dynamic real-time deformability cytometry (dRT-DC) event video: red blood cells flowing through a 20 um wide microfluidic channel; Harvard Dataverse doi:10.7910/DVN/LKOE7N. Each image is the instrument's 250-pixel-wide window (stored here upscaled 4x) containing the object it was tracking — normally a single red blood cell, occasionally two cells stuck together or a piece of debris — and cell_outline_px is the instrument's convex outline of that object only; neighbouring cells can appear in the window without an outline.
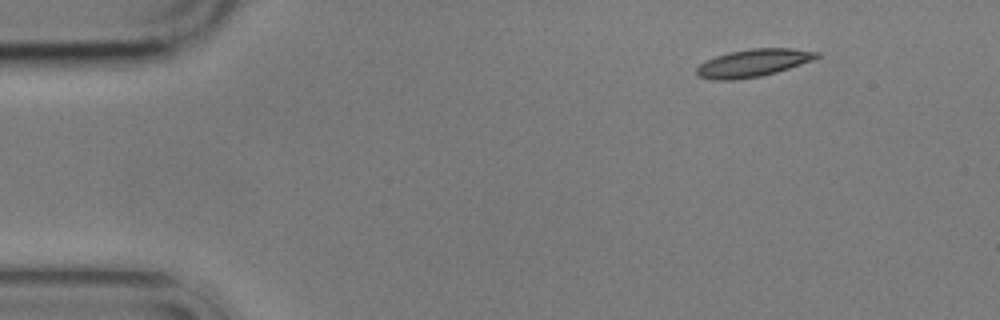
{"species": "common noctule bat (a hibernating species)", "species_latin": "Nyctalus noctula", "temperature_condition": "cold", "stored_images_in_passage": 5, "camera_frame_rate_fps": 3000, "um_per_image_px": 0.085, "animal": {"sex": "male", "body_mass_g": 17.9}, "frame": {"image": 1, "passage_image": 1, "time_ms": 0.0, "image_size_px": [1000, 320], "cell_outline_px": [[820, 56], [812, 60], [776, 72], [760, 76], [732, 80], [716, 80], [696, 76], [696, 68], [700, 64], [716, 56], [728, 52], [752, 48], [792, 48], [820, 52]], "centroid_in_image_um": [64.01, 5.34], "position_along_channel_um": 21.0, "area_um2": 19.19}}
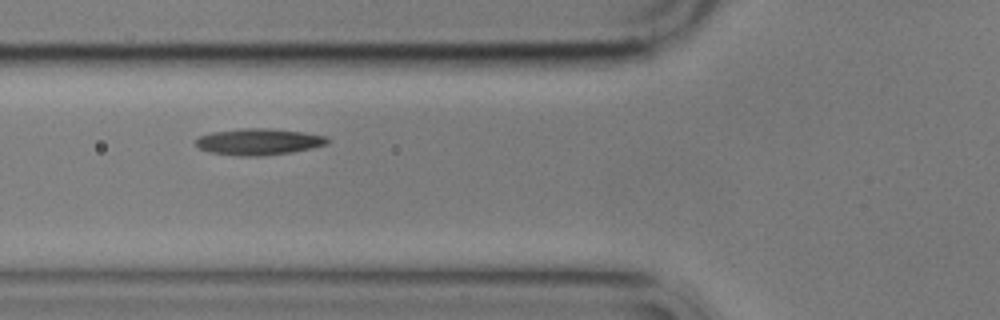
{"frame": {"image": 2, "passage_image": 4, "time_ms": 4.667, "image_size_px": [1000, 320], "cell_outline_px": [[332, 140], [328, 144], [312, 148], [292, 152], [260, 156], [240, 156], [208, 152], [200, 148], [196, 144], [196, 140], [200, 136], [212, 132], [240, 128], [268, 128], [304, 132], [328, 136]], "centroid_in_image_um": [22.04, 12.04], "position_along_channel_um": 103.8, "area_um2": 20.46}}
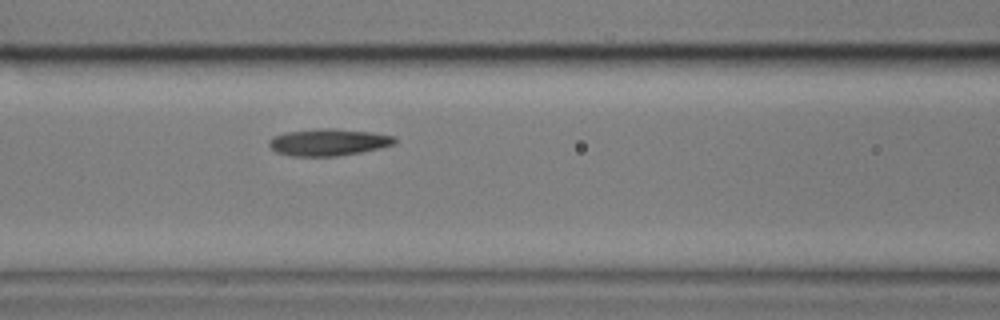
{"frame": {"image": 3, "passage_image": 5, "time_ms": 5.667, "image_size_px": [1000, 320], "cell_outline_px": [[396, 140], [392, 144], [380, 148], [360, 152], [336, 156], [292, 156], [276, 152], [268, 144], [268, 140], [272, 136], [288, 132], [324, 128], [336, 128], [372, 132], [396, 136]], "centroid_in_image_um": [27.91, 12.08], "position_along_channel_um": 138.7, "area_um2": 19.65}}